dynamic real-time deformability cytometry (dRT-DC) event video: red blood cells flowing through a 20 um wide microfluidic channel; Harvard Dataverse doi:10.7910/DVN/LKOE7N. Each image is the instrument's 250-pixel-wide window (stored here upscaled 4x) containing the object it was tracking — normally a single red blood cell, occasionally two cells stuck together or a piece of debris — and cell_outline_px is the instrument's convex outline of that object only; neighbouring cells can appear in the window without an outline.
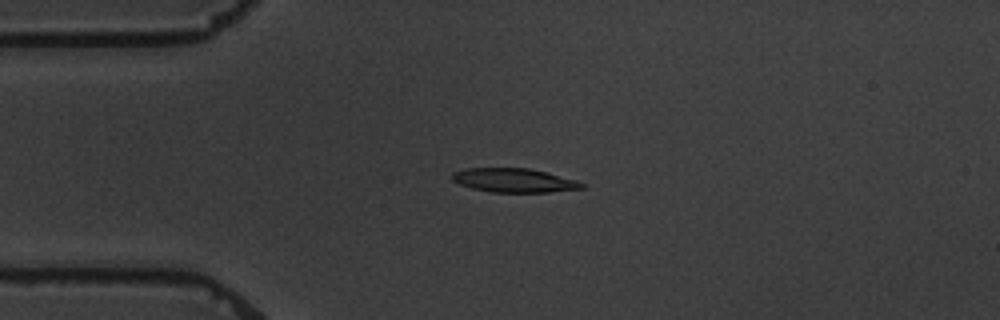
{"species": "common noctule bat (a hibernating species)", "species_latin": "Nyctalus noctula", "temperature_condition": "warm", "stored_images_in_passage": 4, "camera_frame_rate_fps": 3000, "um_per_image_px": 0.085, "animal": {"sex": "male", "body_mass_g": 19.5, "forearm_length_mm": 54.6}, "frame": {"image": 1, "passage_image": 4, "time_ms": 3.333, "image_size_px": [1000, 320], "cell_outline_px": [[588, 184], [584, 188], [548, 192], [492, 192], [472, 188], [460, 184], [452, 180], [452, 172], [464, 168], [528, 168], [576, 180]], "centroid_in_image_um": [43.69, 15.33], "position_along_channel_um": 41.3, "area_um2": 18.03}}